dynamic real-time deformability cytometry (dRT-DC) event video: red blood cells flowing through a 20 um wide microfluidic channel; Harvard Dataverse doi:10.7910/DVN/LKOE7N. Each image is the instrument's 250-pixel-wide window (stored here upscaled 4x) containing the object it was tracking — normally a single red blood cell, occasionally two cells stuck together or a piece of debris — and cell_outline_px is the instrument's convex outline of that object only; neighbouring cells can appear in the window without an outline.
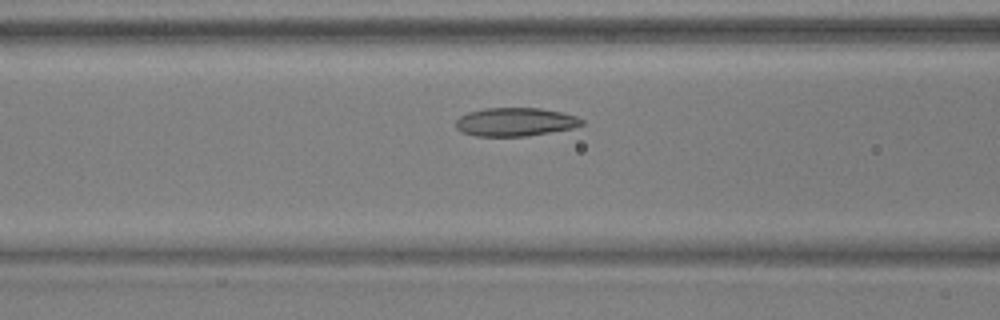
{"species": "common noctule bat (a hibernating species)", "species_latin": "Nyctalus noctula", "temperature_condition": "warm", "stored_images_in_passage": 48, "camera_frame_rate_fps": 3000, "um_per_image_px": 0.085, "animal": {"sex": "male", "body_mass_g": 17.9, "forearm_length_mm": 54.2}, "frame": {"image": 1, "passage_image": 17, "time_ms": 5.333, "image_size_px": [1000, 320], "cell_outline_px": [[584, 124], [572, 128], [528, 136], [476, 136], [460, 132], [456, 128], [456, 120], [460, 116], [468, 112], [484, 108], [540, 108], [560, 112], [576, 116], [584, 120]], "centroid_in_image_um": [43.77, 10.36], "position_along_channel_um": 122.8, "area_um2": 20.92}}
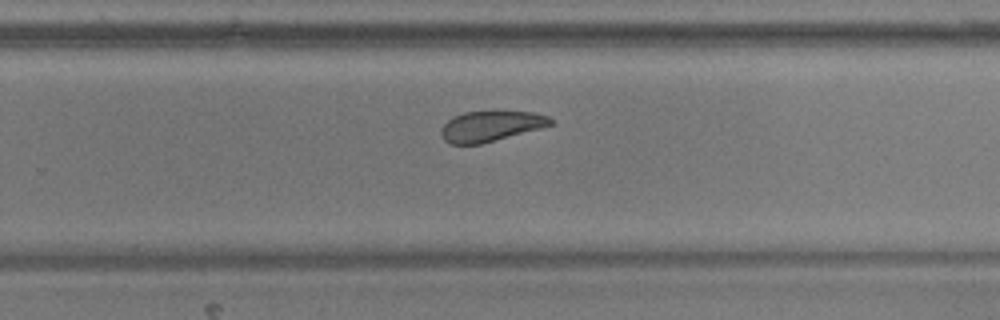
{"frame": {"image": 2, "passage_image": 30, "time_ms": 9.667, "image_size_px": [1000, 320], "cell_outline_px": [[552, 124], [540, 128], [480, 144], [448, 144], [444, 140], [440, 132], [444, 124], [448, 120], [464, 112], [532, 112], [548, 116], [552, 120]], "centroid_in_image_um": [41.68, 10.73], "position_along_channel_um": 288.1, "area_um2": 18.96}}
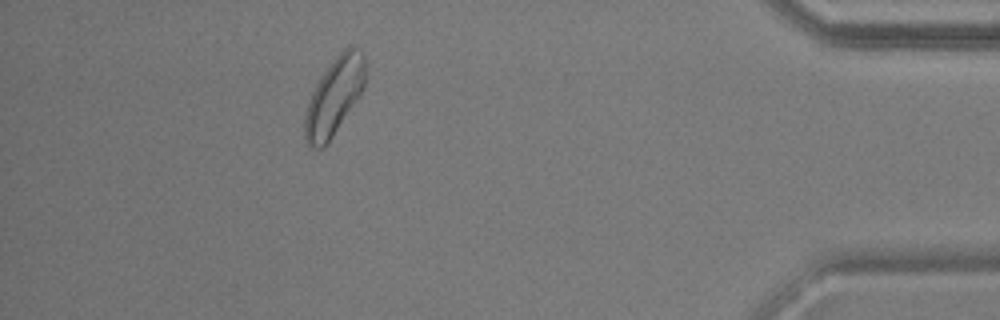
{"frame": {"image": 3, "passage_image": 43, "time_ms": 14.0, "image_size_px": [1000, 320], "cell_outline_px": [[364, 88], [360, 96], [328, 144], [324, 148], [316, 148], [308, 144], [304, 140], [304, 116], [312, 92], [316, 84], [324, 72], [336, 56], [348, 44], [364, 56]], "centroid_in_image_um": [28.39, 8.26], "position_along_channel_um": 406.8, "area_um2": 26.99}, "authors_computed_cell_mechanics": {"area_um2": 22.3686, "velocity_mm_per_s": 3.8188, "shape_relaxation_time_tau1_ms": null, "shape_relaxation_time_tau2_ms": 2.8138, "deformation_change_tau1": null, "deformation_change_tau2": 0.0849}}